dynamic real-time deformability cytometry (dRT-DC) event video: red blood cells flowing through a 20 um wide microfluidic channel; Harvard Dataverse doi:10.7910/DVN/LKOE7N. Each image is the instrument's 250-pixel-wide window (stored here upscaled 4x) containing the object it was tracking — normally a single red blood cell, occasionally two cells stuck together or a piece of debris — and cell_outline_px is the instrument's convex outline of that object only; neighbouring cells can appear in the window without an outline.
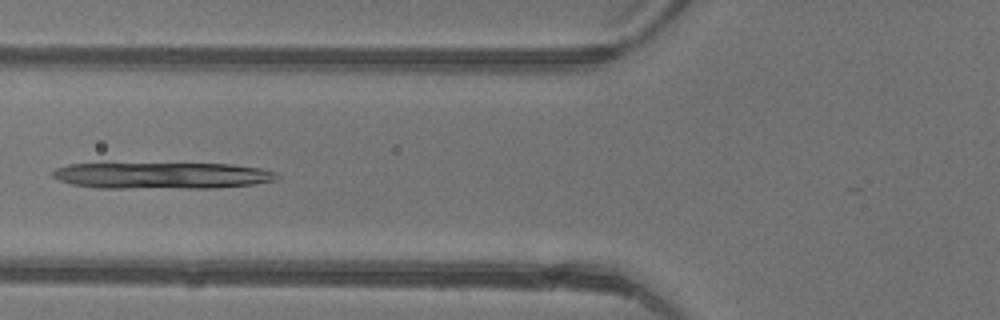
{"species": "common noctule bat (a hibernating species)", "species_latin": "Nyctalus noctula", "temperature_condition": "warm", "stored_images_in_passage": 43, "camera_frame_rate_fps": 3000, "um_per_image_px": 0.085, "animal": {"sex": "female"}, "frame": {"image": 1, "passage_image": 18, "time_ms": 5.667, "image_size_px": [1000, 320], "cell_outline_px": [[280, 176], [276, 180], [256, 184], [216, 188], [96, 188], [72, 184], [60, 180], [52, 176], [52, 172], [56, 168], [68, 164], [232, 164], [260, 168], [276, 172]], "centroid_in_image_um": [13.82, 14.93], "position_along_channel_um": 112.0, "area_um2": 34.62}}
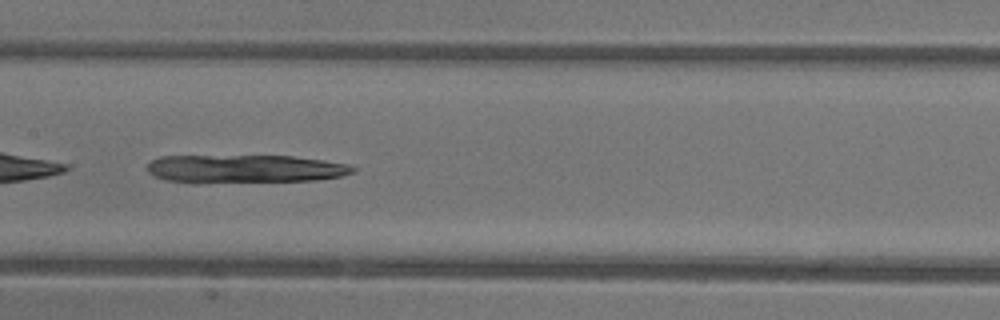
{"frame": {"image": 2, "passage_image": 23, "time_ms": 7.333, "image_size_px": [1000, 320], "cell_outline_px": [[356, 172], [340, 176], [316, 180], [164, 180], [152, 176], [144, 168], [152, 160], [160, 156], [292, 156], [324, 160], [348, 164], [356, 168]], "centroid_in_image_um": [20.85, 14.3], "position_along_channel_um": 186.6, "area_um2": 32.43}}
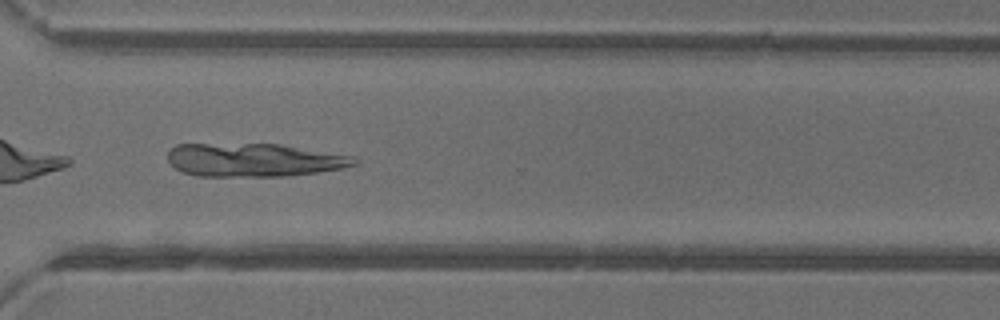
{"frame": {"image": 3, "passage_image": 34, "time_ms": 11.0, "image_size_px": [1000, 320], "cell_outline_px": [[360, 160], [356, 164], [344, 168], [288, 176], [196, 176], [184, 172], [176, 168], [168, 160], [168, 148], [176, 144], [280, 144], [356, 156]], "centroid_in_image_um": [21.62, 13.59], "position_along_channel_um": 349.0, "area_um2": 36.47}}